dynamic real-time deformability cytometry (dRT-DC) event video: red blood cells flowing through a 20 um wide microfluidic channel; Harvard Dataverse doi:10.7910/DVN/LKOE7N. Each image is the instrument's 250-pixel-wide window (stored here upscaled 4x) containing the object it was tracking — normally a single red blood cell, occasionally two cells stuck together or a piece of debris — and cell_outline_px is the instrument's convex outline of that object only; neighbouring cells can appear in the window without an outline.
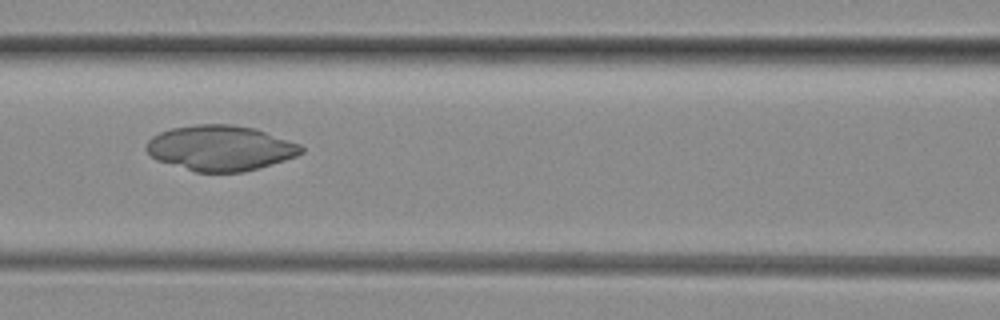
{"species": "common noctule bat (a hibernating species)", "species_latin": "Nyctalus noctula", "temperature_condition": "room temperature", "stored_images_in_passage": 49, "camera_frame_rate_fps": 3000, "um_per_image_px": 0.085, "animal": {"sex": "female", "body_mass_g": 29.2, "forearm_length_mm": 56.3}, "frame": {"image": 1, "passage_image": 21, "time_ms": 6.667, "image_size_px": [1000, 320], "cell_outline_px": [[304, 152], [296, 156], [284, 160], [244, 172], [196, 172], [156, 160], [144, 148], [148, 140], [152, 136], [160, 132], [172, 128], [196, 124], [232, 124], [256, 128], [300, 144], [304, 148]], "centroid_in_image_um": [18.73, 12.57], "position_along_channel_um": 147.9, "area_um2": 40.98}}
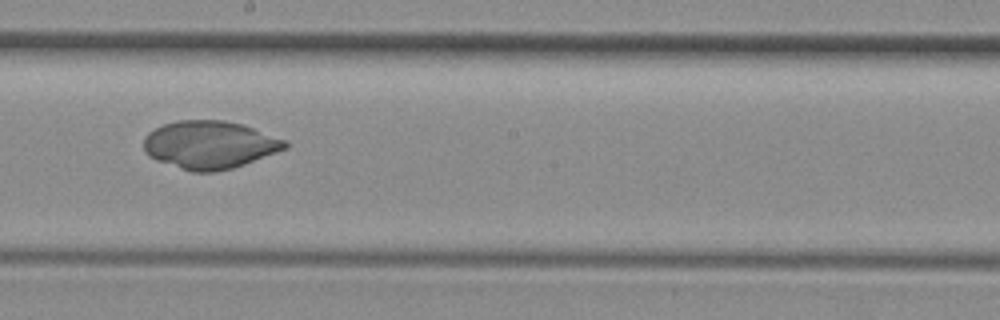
{"frame": {"image": 2, "passage_image": 27, "time_ms": 8.667, "image_size_px": [1000, 320], "cell_outline_px": [[288, 148], [244, 164], [232, 168], [212, 172], [192, 172], [156, 160], [148, 156], [144, 152], [144, 136], [148, 132], [164, 124], [176, 120], [224, 120], [244, 124], [288, 140]], "centroid_in_image_um": [17.83, 12.3], "position_along_channel_um": 230.4, "area_um2": 39.71}}
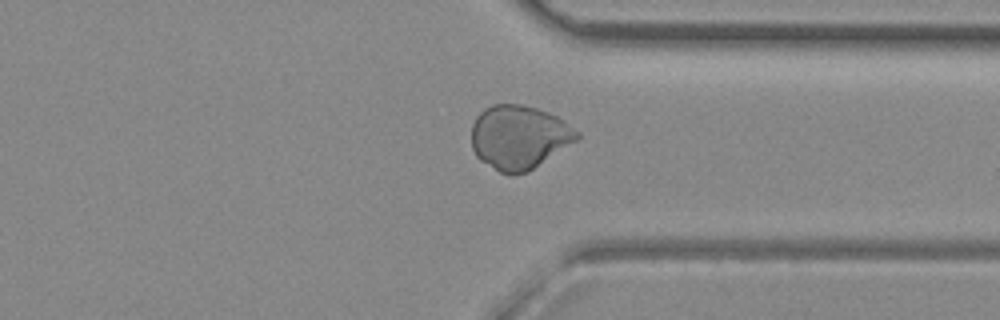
{"frame": {"image": 3, "passage_image": 37, "time_ms": 12.0, "image_size_px": [1000, 320], "cell_outline_px": [[580, 136], [576, 140], [528, 172], [500, 172], [480, 160], [476, 156], [472, 148], [472, 124], [476, 116], [484, 108], [492, 104], [520, 104], [536, 108], [548, 112], [564, 120], [580, 132]], "centroid_in_image_um": [44.1, 11.63], "position_along_channel_um": 367.3, "area_um2": 38.96}}